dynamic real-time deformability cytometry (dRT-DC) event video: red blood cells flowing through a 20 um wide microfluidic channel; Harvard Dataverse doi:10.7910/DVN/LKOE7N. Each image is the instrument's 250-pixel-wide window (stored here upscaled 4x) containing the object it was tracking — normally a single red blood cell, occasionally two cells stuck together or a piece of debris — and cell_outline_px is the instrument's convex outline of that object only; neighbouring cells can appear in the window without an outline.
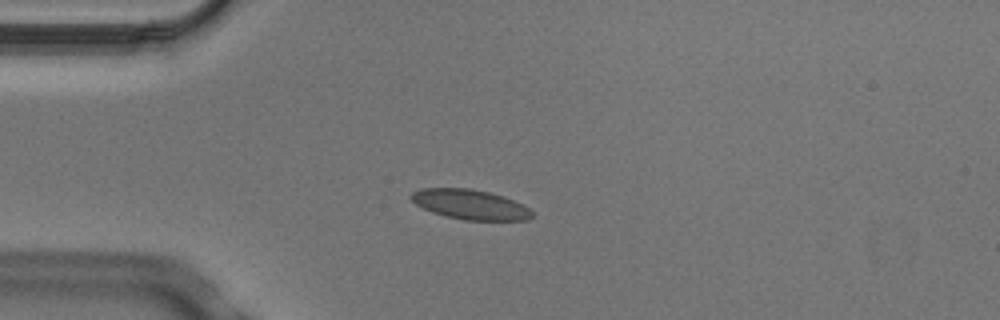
{"species": "Egyptian fruit bat (a non-hibernating species)", "species_latin": "Rousettus aegyptiacus", "temperature_condition": "cold", "stored_images_in_passage": 7, "camera_frame_rate_fps": 3000, "um_per_image_px": 0.085, "animal": {"sex": "male"}, "frame": {"image": 1, "passage_image": 2, "time_ms": 0.333, "image_size_px": [1000, 320], "cell_outline_px": [[532, 216], [528, 220], [464, 220], [444, 216], [432, 212], [416, 204], [408, 196], [412, 192], [420, 188], [468, 188], [488, 192], [504, 196], [524, 204], [532, 212]], "centroid_in_image_um": [39.95, 17.38], "position_along_channel_um": 45.0, "area_um2": 21.1}}
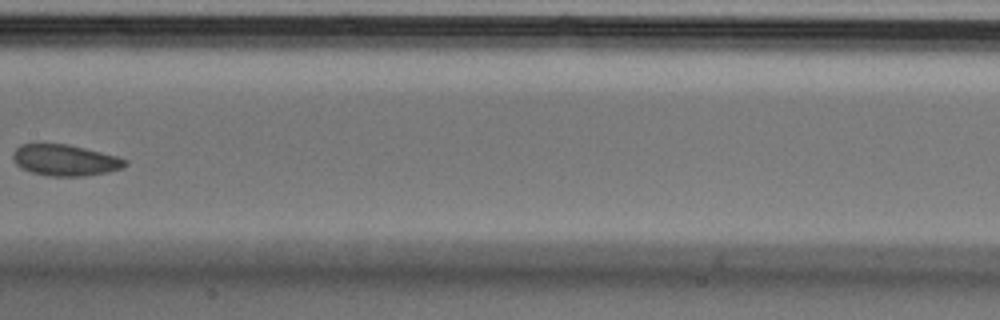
{"frame": {"image": 2, "passage_image": 6, "time_ms": 1.667, "image_size_px": [1000, 320], "cell_outline_px": [[128, 164], [124, 168], [108, 172], [84, 176], [48, 176], [32, 172], [16, 164], [12, 156], [16, 148], [20, 144], [68, 144], [116, 156], [128, 160]], "centroid_in_image_um": [5.57, 13.62], "position_along_channel_um": 201.8, "area_um2": 20.29}}
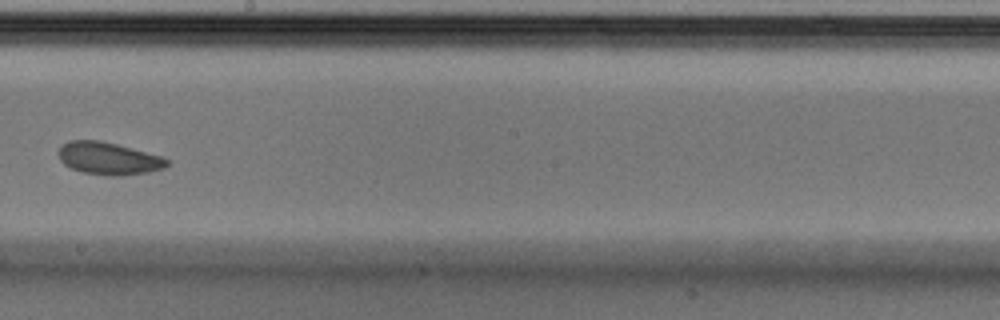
{"frame": {"image": 3, "passage_image": 7, "time_ms": 2.0, "image_size_px": [1000, 320], "cell_outline_px": [[168, 164], [164, 168], [148, 172], [120, 176], [108, 176], [84, 172], [72, 168], [64, 164], [60, 160], [56, 152], [68, 140], [100, 140], [116, 144], [160, 156], [168, 160]], "centroid_in_image_um": [9.19, 13.47], "position_along_channel_um": 239.0, "area_um2": 20.35}}